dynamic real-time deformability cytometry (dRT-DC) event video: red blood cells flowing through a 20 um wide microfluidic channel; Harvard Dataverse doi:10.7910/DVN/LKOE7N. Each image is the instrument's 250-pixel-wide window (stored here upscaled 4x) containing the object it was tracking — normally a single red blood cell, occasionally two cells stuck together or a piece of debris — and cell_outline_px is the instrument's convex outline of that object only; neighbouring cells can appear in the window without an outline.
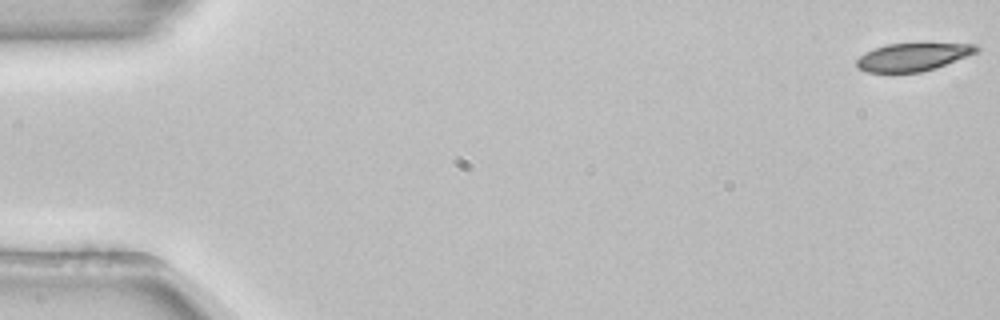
{"species": "common noctule bat (a hibernating species)", "species_latin": "Nyctalus noctula", "temperature_condition": "room temperature", "stored_images_in_passage": 25, "camera_frame_rate_fps": 3000, "um_per_image_px": 0.085, "animal": {"sex": "female", "body_mass_g": 22.7, "forearm_length_mm": 54.2}, "frame": {"image": 1, "passage_image": 1, "time_ms": 0.0, "image_size_px": [1000, 320], "cell_outline_px": [[980, 48], [976, 52], [968, 56], [936, 68], [920, 72], [864, 72], [856, 68], [856, 60], [864, 52], [872, 48], [888, 44], [924, 40], [976, 44]], "centroid_in_image_um": [77.63, 4.78], "position_along_channel_um": 7.4, "area_um2": 20.69}}